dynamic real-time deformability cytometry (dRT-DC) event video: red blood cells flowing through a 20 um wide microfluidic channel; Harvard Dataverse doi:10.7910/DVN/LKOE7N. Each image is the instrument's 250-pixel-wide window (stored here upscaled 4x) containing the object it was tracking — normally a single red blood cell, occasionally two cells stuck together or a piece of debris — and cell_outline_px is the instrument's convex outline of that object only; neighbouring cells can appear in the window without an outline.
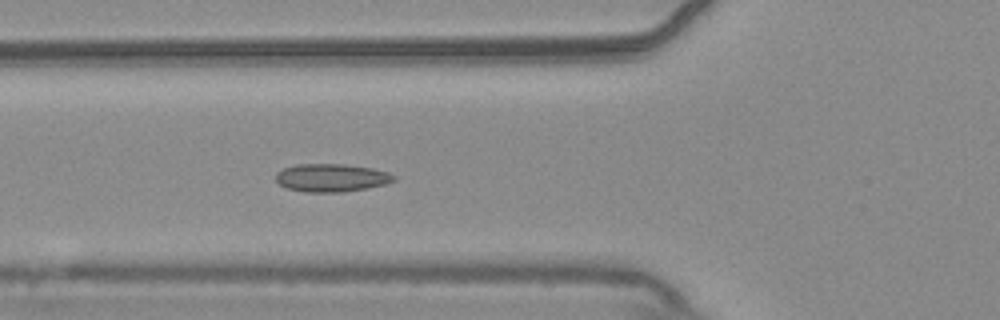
{"species": "common noctule bat (a hibernating species)", "species_latin": "Nyctalus noctula", "temperature_condition": "warm", "stored_images_in_passage": 46, "camera_frame_rate_fps": 3000, "um_per_image_px": 0.085, "animal": {"sex": "male", "body_mass_g": 20.4}, "frame": {"image": 1, "passage_image": 12, "time_ms": 3.667, "image_size_px": [1000, 320], "cell_outline_px": [[396, 180], [384, 184], [344, 192], [304, 192], [288, 188], [280, 184], [276, 180], [276, 172], [284, 168], [296, 164], [344, 164], [372, 168], [388, 172], [396, 176]], "centroid_in_image_um": [28.17, 15.1], "position_along_channel_um": 97.6, "area_um2": 19.19}}
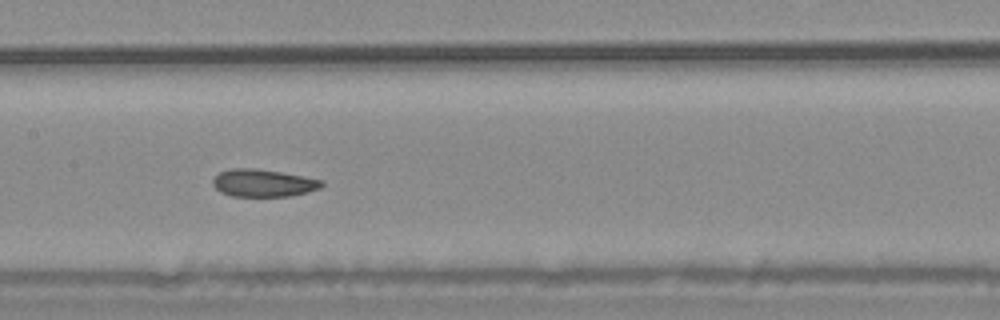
{"frame": {"image": 2, "passage_image": 19, "time_ms": 6.0, "image_size_px": [1000, 320], "cell_outline_px": [[324, 184], [320, 188], [308, 192], [292, 196], [232, 196], [220, 192], [212, 184], [212, 180], [220, 172], [232, 168], [256, 168], [304, 176], [324, 180]], "centroid_in_image_um": [22.4, 15.55], "position_along_channel_um": 185.0, "area_um2": 17.51}}
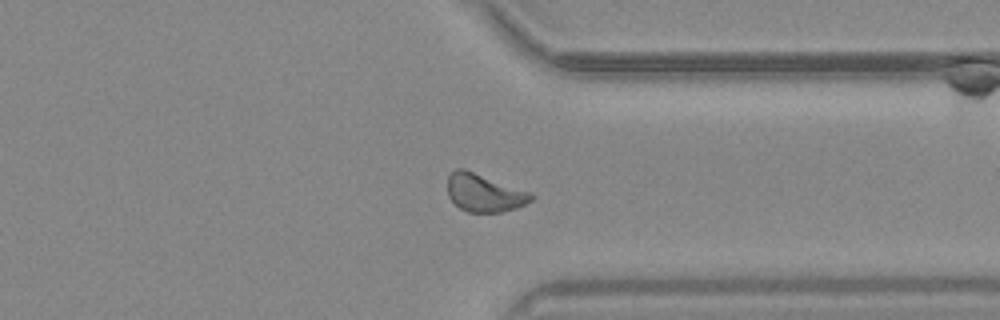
{"frame": {"image": 3, "passage_image": 34, "time_ms": 11.0, "image_size_px": [1000, 320], "cell_outline_px": [[536, 196], [532, 200], [516, 208], [500, 212], [468, 212], [460, 208], [448, 196], [448, 176], [456, 168], [464, 168], [532, 192]], "centroid_in_image_um": [41.18, 16.38], "position_along_channel_um": 370.2, "area_um2": 18.55}, "authors_computed_cell_mechanics": {"area_um2": 18.2359, "velocity_mm_per_s": 3.7304, "shape_relaxation_time_tau1_ms": null, "shape_relaxation_time_tau2_ms": 3.247, "deformation_change_tau1": null, "deformation_change_tau2": 0.0733}}